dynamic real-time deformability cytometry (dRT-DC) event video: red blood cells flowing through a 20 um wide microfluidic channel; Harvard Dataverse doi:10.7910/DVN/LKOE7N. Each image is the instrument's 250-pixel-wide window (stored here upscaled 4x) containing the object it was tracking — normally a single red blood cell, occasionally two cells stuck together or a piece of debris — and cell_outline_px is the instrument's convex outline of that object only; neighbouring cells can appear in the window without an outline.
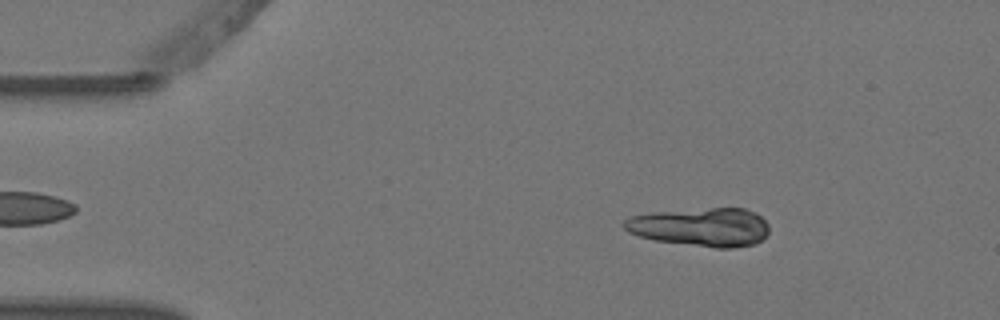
{"species": "Egyptian fruit bat (a non-hibernating species)", "species_latin": "Rousettus aegyptiacus", "temperature_condition": "warm", "stored_images_in_passage": 5, "segment_of_instrument_passage": [1, 2], "camera_frame_rate_fps": 3000, "um_per_image_px": 0.085, "animal": {"sex": "female"}, "frame": {"image": 1, "passage_image": 2, "time_ms": 0.333, "image_size_px": [1000, 320], "cell_outline_px": [[768, 232], [756, 244], [732, 248], [716, 248], [656, 240], [640, 236], [628, 232], [620, 224], [624, 220], [632, 216], [652, 212], [712, 208], [744, 208], [756, 212], [768, 224]], "centroid_in_image_um": [59.57, 19.29], "position_along_channel_um": 25.4, "area_um2": 32.54}}